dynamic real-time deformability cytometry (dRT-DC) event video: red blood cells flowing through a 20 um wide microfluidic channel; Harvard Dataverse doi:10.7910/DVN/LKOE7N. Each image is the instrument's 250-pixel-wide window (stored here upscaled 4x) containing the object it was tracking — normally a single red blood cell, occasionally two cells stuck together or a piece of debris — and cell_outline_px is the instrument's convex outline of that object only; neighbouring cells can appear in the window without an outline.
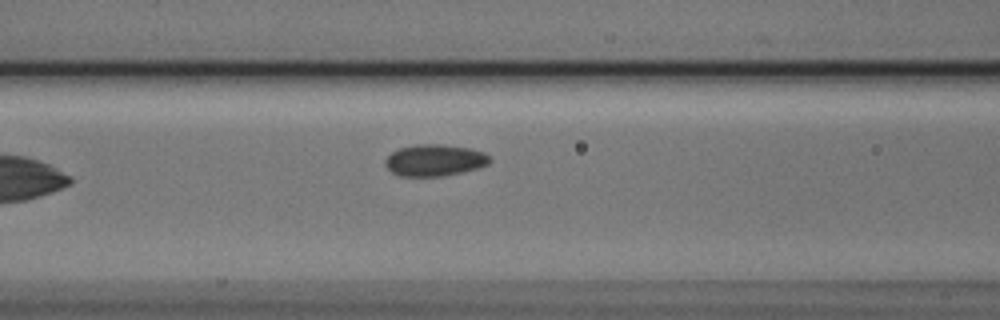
{"species": "Egyptian fruit bat (a non-hibernating species)", "species_latin": "Rousettus aegyptiacus", "temperature_condition": "cold", "stored_images_in_passage": 3, "camera_frame_rate_fps": 3000, "um_per_image_px": 0.085, "animal": {"sex": "male"}, "frame": {"image": 1, "passage_image": 3, "time_ms": 0.667, "image_size_px": [1000, 320], "cell_outline_px": [[492, 160], [488, 164], [480, 168], [464, 172], [444, 176], [400, 176], [392, 172], [384, 164], [384, 160], [392, 152], [400, 148], [416, 144], [440, 144], [468, 148], [484, 152]], "centroid_in_image_um": [36.96, 13.63], "position_along_channel_um": 129.6, "area_um2": 19.36}}